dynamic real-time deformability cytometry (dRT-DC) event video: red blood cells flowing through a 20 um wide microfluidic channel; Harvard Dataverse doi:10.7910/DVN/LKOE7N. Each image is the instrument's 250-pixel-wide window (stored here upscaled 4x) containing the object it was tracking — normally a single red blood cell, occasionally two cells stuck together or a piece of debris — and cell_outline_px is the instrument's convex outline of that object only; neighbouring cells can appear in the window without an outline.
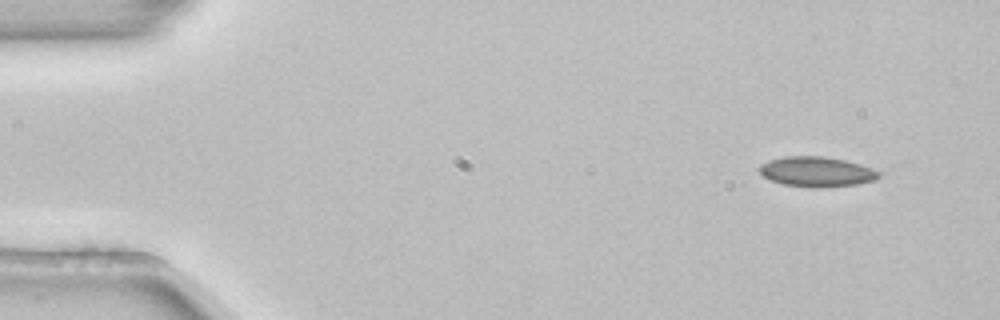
{"species": "common noctule bat (a hibernating species)", "species_latin": "Nyctalus noctula", "temperature_condition": "room temperature", "stored_images_in_passage": 3, "camera_frame_rate_fps": 3000, "um_per_image_px": 0.085, "animal": {"sex": "female", "body_mass_g": 22.7, "forearm_length_mm": 54.2}, "frame": {"image": 1, "passage_image": 1, "time_ms": 0.0, "image_size_px": [1000, 320], "cell_outline_px": [[880, 176], [876, 180], [856, 184], [820, 188], [812, 188], [784, 184], [772, 180], [764, 176], [760, 172], [760, 164], [768, 160], [784, 156], [824, 156], [844, 160], [860, 164], [880, 172]], "centroid_in_image_um": [69.42, 14.59], "position_along_channel_um": 15.6, "area_um2": 20.87}}